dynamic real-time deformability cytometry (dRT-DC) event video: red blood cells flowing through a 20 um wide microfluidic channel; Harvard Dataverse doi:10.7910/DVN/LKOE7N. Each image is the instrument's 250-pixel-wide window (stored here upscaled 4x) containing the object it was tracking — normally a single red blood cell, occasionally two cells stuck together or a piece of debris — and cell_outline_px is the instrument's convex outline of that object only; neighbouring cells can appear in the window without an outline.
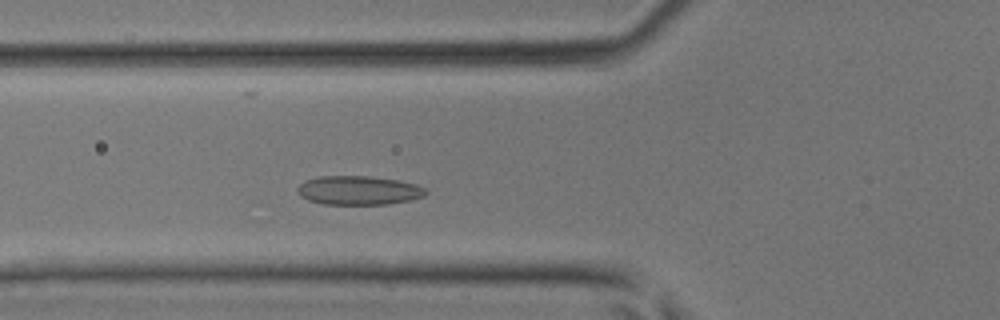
{"species": "common noctule bat (a hibernating species)", "species_latin": "Nyctalus noctula", "temperature_condition": "room temperature", "stored_images_in_passage": 35, "camera_frame_rate_fps": 3000, "um_per_image_px": 0.085, "animal": {"sex": "male", "body_mass_g": 17.9, "forearm_length_mm": 54.2}, "frame": {"image": 1, "passage_image": 9, "time_ms": 2.667, "image_size_px": [1000, 320], "cell_outline_px": [[428, 192], [424, 196], [408, 200], [388, 204], [324, 204], [308, 200], [300, 196], [296, 188], [304, 180], [320, 176], [368, 176], [396, 180], [416, 184], [424, 188]], "centroid_in_image_um": [30.45, 16.18], "position_along_channel_um": 95.4, "area_um2": 21.56}}
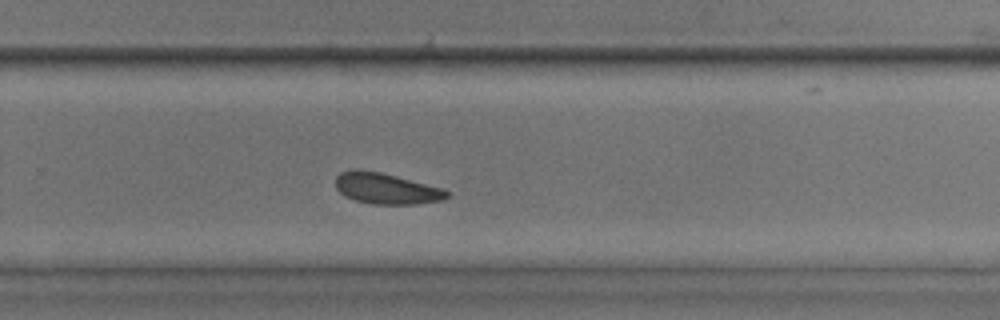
{"frame": {"image": 2, "passage_image": 22, "time_ms": 7.0, "image_size_px": [1000, 320], "cell_outline_px": [[452, 196], [444, 200], [416, 204], [372, 204], [356, 200], [344, 196], [336, 188], [336, 176], [340, 172], [352, 168], [356, 168], [380, 172], [396, 176], [440, 188], [452, 192]], "centroid_in_image_um": [32.83, 16.02], "position_along_channel_um": 297.0, "area_um2": 20.23}}
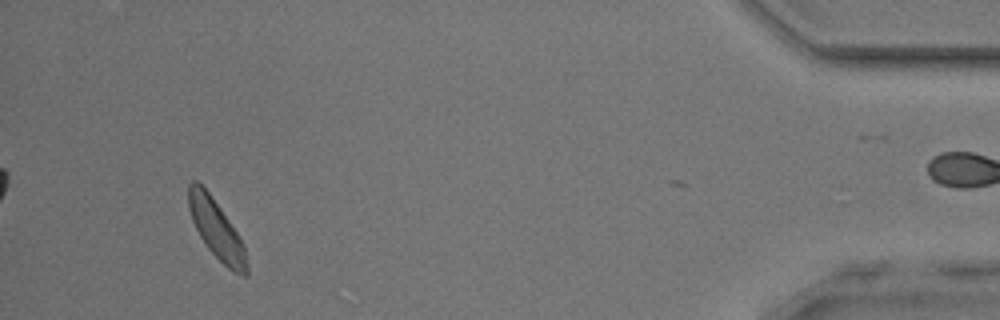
{"frame": {"image": 3, "passage_image": 34, "time_ms": 11.0, "image_size_px": [1000, 320], "cell_outline_px": [[248, 276], [244, 276], [232, 272], [208, 248], [200, 236], [192, 220], [188, 208], [188, 184], [192, 180], [196, 180], [208, 192], [220, 208], [244, 244], [248, 264]], "centroid_in_image_um": [18.4, 19.52], "position_along_channel_um": 416.8, "area_um2": 19.71}}